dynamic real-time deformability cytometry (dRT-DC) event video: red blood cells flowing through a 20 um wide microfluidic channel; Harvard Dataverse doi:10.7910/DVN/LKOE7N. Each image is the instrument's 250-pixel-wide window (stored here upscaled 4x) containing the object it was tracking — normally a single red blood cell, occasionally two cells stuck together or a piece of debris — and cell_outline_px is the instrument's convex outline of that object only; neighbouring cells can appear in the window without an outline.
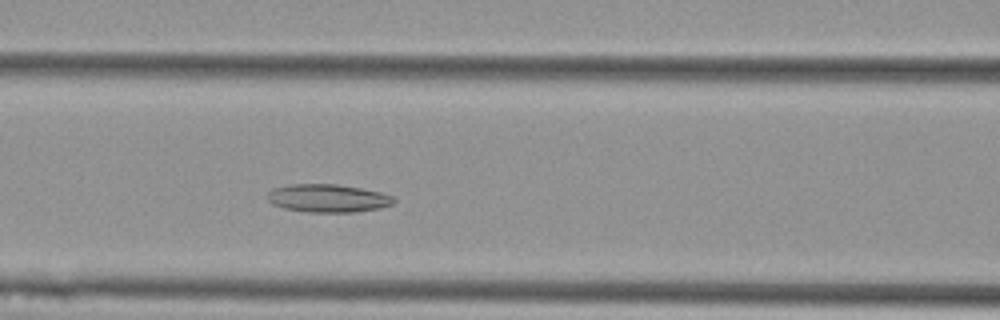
{"species": "Egyptian fruit bat (a non-hibernating species)", "species_latin": "Rousettus aegyptiacus", "temperature_condition": "cold", "stored_images_in_passage": 35, "camera_frame_rate_fps": 3000, "um_per_image_px": 0.085, "animal": {"sex": "female"}, "frame": {"image": 1, "passage_image": 16, "time_ms": 5.0, "image_size_px": [1000, 320], "cell_outline_px": [[396, 200], [392, 204], [380, 208], [352, 212], [308, 212], [284, 208], [272, 204], [268, 200], [268, 192], [272, 188], [292, 184], [336, 184], [360, 188], [380, 192], [392, 196]], "centroid_in_image_um": [27.85, 16.85], "position_along_channel_um": 138.7, "area_um2": 20.58}}
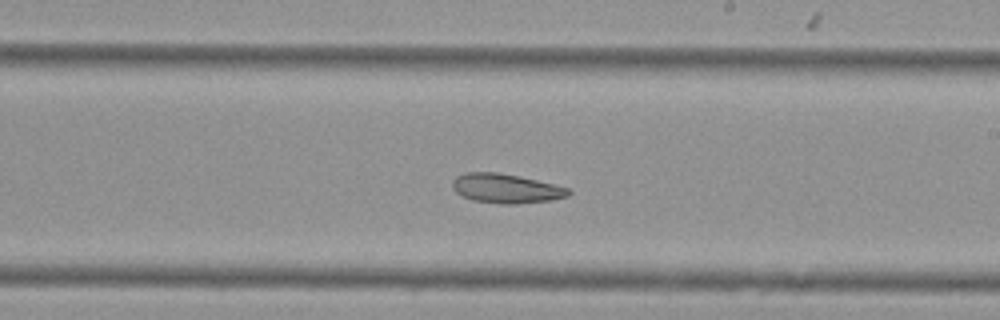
{"frame": {"image": 2, "passage_image": 25, "time_ms": 8.0, "image_size_px": [1000, 320], "cell_outline_px": [[572, 192], [568, 196], [552, 200], [516, 204], [504, 204], [472, 200], [456, 192], [452, 188], [452, 180], [456, 176], [468, 172], [496, 172], [520, 176], [568, 188]], "centroid_in_image_um": [43.0, 16.02], "position_along_channel_um": 246.0, "area_um2": 19.77}}
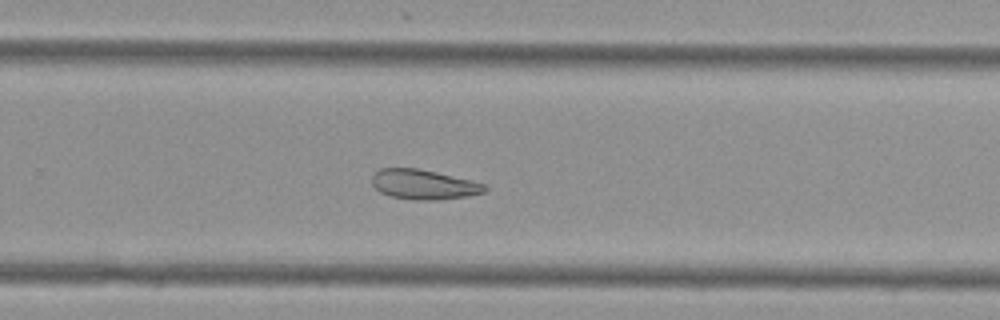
{"frame": {"image": 3, "passage_image": 29, "time_ms": 9.333, "image_size_px": [1000, 320], "cell_outline_px": [[488, 188], [484, 192], [468, 196], [440, 200], [412, 200], [392, 196], [380, 192], [372, 184], [372, 176], [380, 168], [416, 168], [436, 172], [472, 180], [484, 184]], "centroid_in_image_um": [36.02, 15.68], "position_along_channel_um": 293.8, "area_um2": 19.59}, "authors_computed_cell_mechanics": {"area_um2": 20.1144, "velocity_mm_per_s": 3.5914, "shape_relaxation_time_tau1_ms": null, "shape_relaxation_time_tau2_ms": 7.7772, "deformation_change_tau1": null, "deformation_change_tau2": 0.1568}}